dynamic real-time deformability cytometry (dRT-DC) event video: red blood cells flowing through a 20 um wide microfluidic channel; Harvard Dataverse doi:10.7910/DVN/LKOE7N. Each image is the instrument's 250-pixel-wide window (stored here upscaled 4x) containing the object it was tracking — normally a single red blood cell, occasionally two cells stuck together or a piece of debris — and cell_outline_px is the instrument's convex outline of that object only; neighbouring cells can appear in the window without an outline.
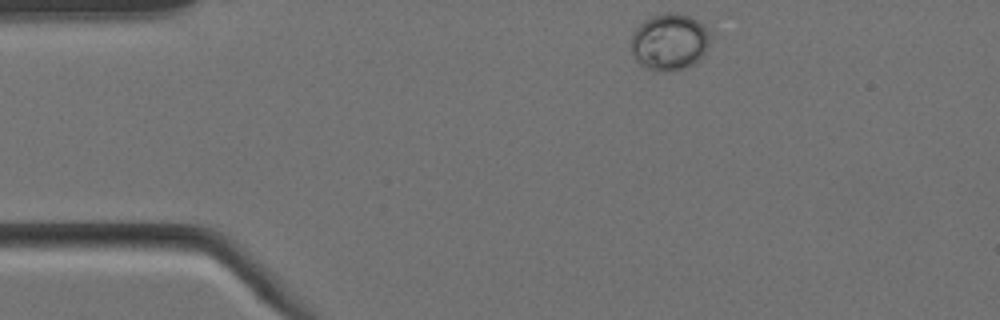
{"species": "Egyptian fruit bat (a non-hibernating species)", "species_latin": "Rousettus aegyptiacus", "temperature_condition": "cold", "stored_images_in_passage": 3, "camera_frame_rate_fps": 3000, "um_per_image_px": 0.085, "animal": {"sex": "female"}, "frame": {"image": 1, "passage_image": 1, "time_ms": 0.0, "image_size_px": [1000, 320], "cell_outline_px": [[708, 48], [700, 60], [692, 64], [680, 68], [648, 68], [640, 64], [632, 56], [632, 32], [644, 20], [652, 16], [664, 12], [676, 12], [688, 16], [696, 20], [708, 32]], "centroid_in_image_um": [56.88, 3.51], "position_along_channel_um": 28.1, "area_um2": 25.37}}